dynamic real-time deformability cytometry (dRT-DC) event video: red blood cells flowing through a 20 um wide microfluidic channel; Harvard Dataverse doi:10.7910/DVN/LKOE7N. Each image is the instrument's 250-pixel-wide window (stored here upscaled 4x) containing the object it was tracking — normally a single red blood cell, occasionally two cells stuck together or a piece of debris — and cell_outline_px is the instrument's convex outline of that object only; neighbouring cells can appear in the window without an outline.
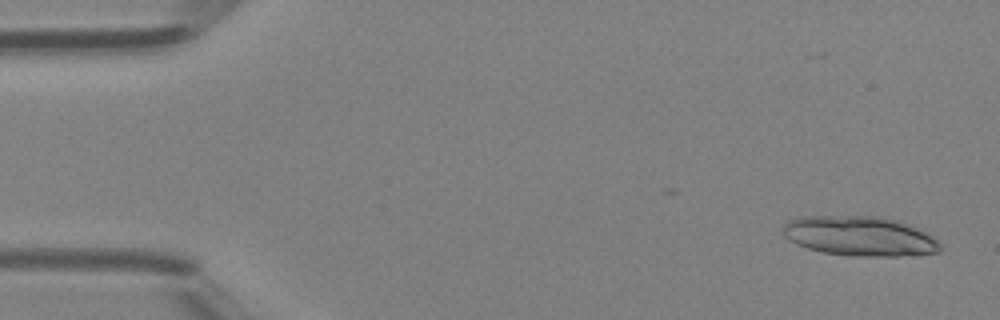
{"species": "Egyptian fruit bat (a non-hibernating species)", "species_latin": "Rousettus aegyptiacus", "temperature_condition": "room temperature", "stored_images_in_passage": 43, "segment_of_instrument_passage": [1, 2], "camera_frame_rate_fps": 3000, "um_per_image_px": 0.085, "animal": {"sex": "female"}, "frame": {"image": 1, "passage_image": 2, "time_ms": 0.333, "image_size_px": [1000, 320], "cell_outline_px": [[940, 252], [916, 256], [848, 256], [824, 252], [808, 248], [796, 244], [784, 236], [784, 224], [788, 220], [796, 216], [880, 216], [900, 220], [912, 224], [932, 236], [940, 244]], "centroid_in_image_um": [73.12, 20.06], "position_along_channel_um": 11.9, "area_um2": 36.93}}
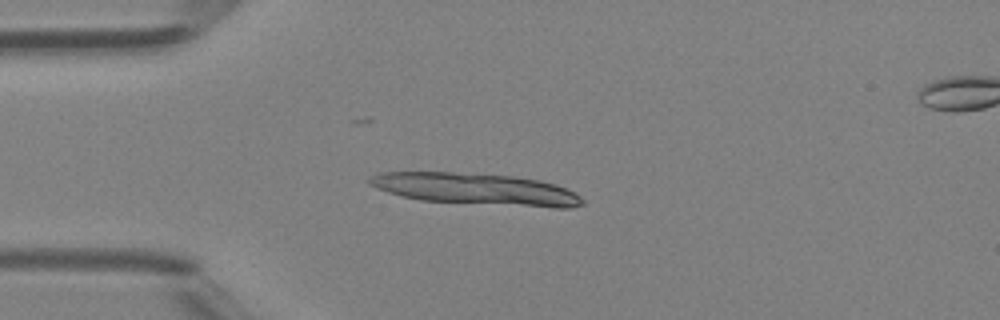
{"frame": {"image": 2, "passage_image": 12, "time_ms": 3.667, "image_size_px": [1000, 320], "cell_outline_px": [[584, 204], [568, 208], [552, 208], [420, 200], [400, 196], [388, 192], [368, 184], [368, 176], [380, 172], [452, 172], [512, 176], [540, 180], [556, 184], [580, 196], [584, 200]], "centroid_in_image_um": [40.44, 16.07], "position_along_channel_um": 44.6, "area_um2": 39.3}}